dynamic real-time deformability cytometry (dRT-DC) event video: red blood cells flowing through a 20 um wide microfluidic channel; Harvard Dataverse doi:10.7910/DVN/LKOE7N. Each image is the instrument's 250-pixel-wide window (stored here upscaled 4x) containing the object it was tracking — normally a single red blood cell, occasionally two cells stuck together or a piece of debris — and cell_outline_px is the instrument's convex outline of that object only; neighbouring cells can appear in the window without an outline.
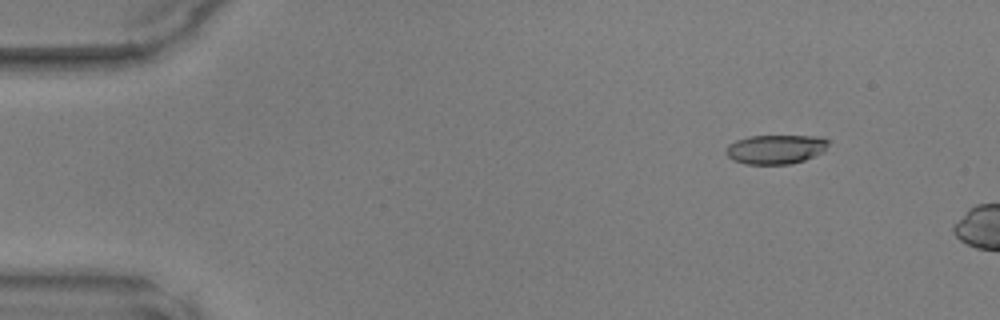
{"species": "common noctule bat (a hibernating species)", "species_latin": "Nyctalus noctula", "temperature_condition": "warm", "stored_images_in_passage": 5, "camera_frame_rate_fps": 3000, "um_per_image_px": 0.085, "animal": {"sex": "male", "body_mass_g": 17.9, "forearm_length_mm": 54.2}, "frame": {"image": 1, "passage_image": 1, "time_ms": 0.0, "image_size_px": [1000, 320], "cell_outline_px": [[828, 144], [824, 152], [804, 160], [792, 164], [744, 164], [732, 160], [724, 152], [728, 144], [736, 140], [748, 136], [824, 136], [828, 140]], "centroid_in_image_um": [65.92, 12.69], "position_along_channel_um": 19.1, "area_um2": 17.69}}